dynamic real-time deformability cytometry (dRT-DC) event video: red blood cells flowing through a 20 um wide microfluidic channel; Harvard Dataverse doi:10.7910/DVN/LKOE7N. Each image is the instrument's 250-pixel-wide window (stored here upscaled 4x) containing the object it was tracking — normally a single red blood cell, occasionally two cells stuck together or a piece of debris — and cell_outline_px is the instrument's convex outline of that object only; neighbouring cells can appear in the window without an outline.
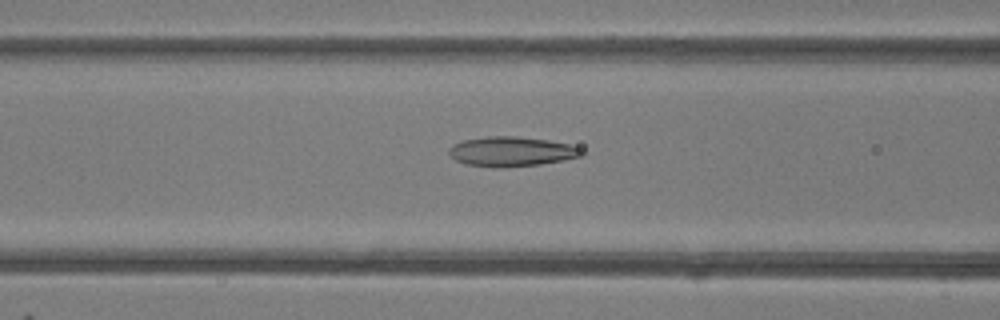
{"species": "common noctule bat (a hibernating species)", "species_latin": "Nyctalus noctula", "temperature_condition": "room temperature", "stored_images_in_passage": 47, "camera_frame_rate_fps": 3000, "um_per_image_px": 0.085, "animal": {"sex": "female"}, "frame": {"image": 1, "passage_image": 18, "time_ms": 5.667, "image_size_px": [1000, 320], "cell_outline_px": [[584, 156], [564, 160], [540, 164], [496, 168], [464, 164], [456, 160], [448, 152], [448, 148], [452, 144], [464, 140], [488, 136], [516, 136], [548, 140], [568, 144], [580, 148], [584, 152]], "centroid_in_image_um": [43.47, 12.88], "position_along_channel_um": 123.1, "area_um2": 23.06}}
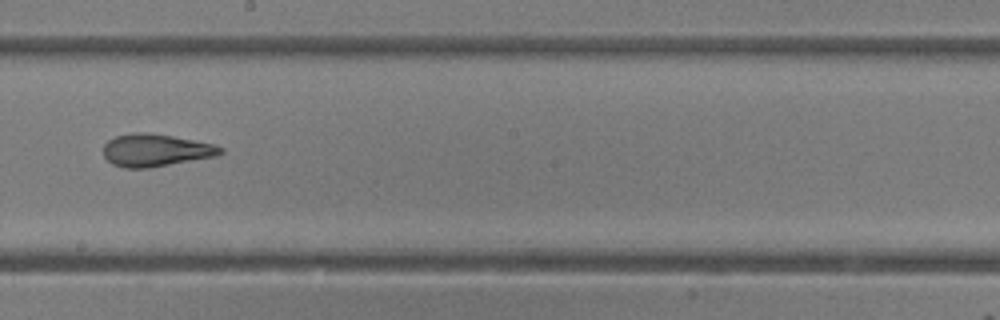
{"frame": {"image": 2, "passage_image": 26, "time_ms": 8.333, "image_size_px": [1000, 320], "cell_outline_px": [[224, 152], [216, 156], [148, 168], [124, 168], [112, 164], [104, 156], [104, 144], [108, 140], [116, 136], [132, 132], [144, 132], [172, 136], [212, 144], [224, 148]], "centroid_in_image_um": [13.21, 12.77], "position_along_channel_um": 235.0, "area_um2": 22.02}}
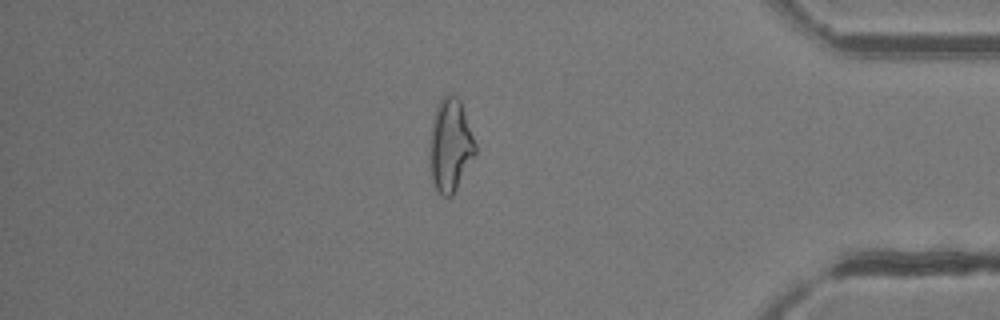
{"frame": {"image": 3, "passage_image": 40, "time_ms": 13.0, "image_size_px": [1000, 320], "cell_outline_px": [[476, 152], [452, 196], [444, 196], [436, 188], [432, 180], [428, 144], [432, 120], [436, 108], [440, 100], [448, 92], [452, 92], [460, 100], [476, 144]], "centroid_in_image_um": [38.25, 12.3], "position_along_channel_um": 396.9, "area_um2": 24.62}, "authors_computed_cell_mechanics": {"area_um2": 23.8714, "velocity_mm_per_s": 4.1901, "shape_relaxation_time_tau1_ms": null, "shape_relaxation_time_tau2_ms": 1.4804, "deformation_change_tau1": null, "deformation_change_tau2": 0.0899}}